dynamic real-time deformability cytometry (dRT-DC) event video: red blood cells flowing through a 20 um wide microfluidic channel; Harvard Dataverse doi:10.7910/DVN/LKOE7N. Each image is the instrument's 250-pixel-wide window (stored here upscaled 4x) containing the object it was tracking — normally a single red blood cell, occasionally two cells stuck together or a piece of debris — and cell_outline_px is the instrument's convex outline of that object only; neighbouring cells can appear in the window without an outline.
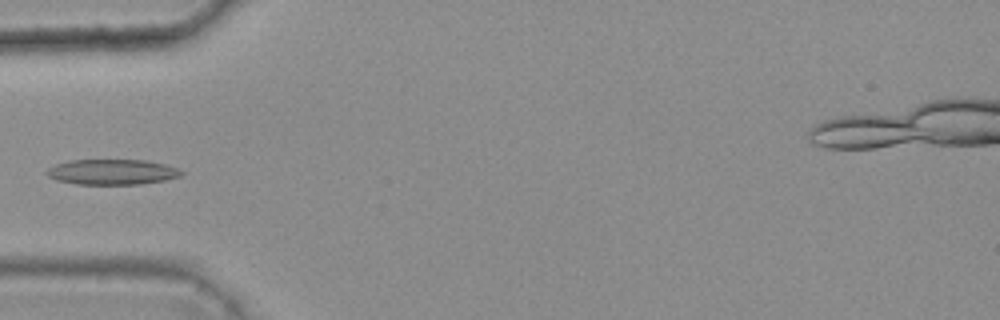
{"species": "common noctule bat (a hibernating species)", "species_latin": "Nyctalus noctula", "temperature_condition": "warm", "stored_images_in_passage": 6, "camera_frame_rate_fps": 3000, "um_per_image_px": 0.085, "animal": {"sex": "female", "body_mass_g": 25.1}, "frame": {"image": 1, "passage_image": 6, "time_ms": 1.667, "image_size_px": [1000, 320], "cell_outline_px": [[184, 172], [180, 176], [164, 180], [140, 184], [76, 184], [56, 180], [48, 176], [44, 172], [48, 168], [56, 164], [68, 160], [144, 160], [164, 164], [176, 168]], "centroid_in_image_um": [9.48, 14.61], "position_along_channel_um": 75.5, "area_um2": 19.83}}